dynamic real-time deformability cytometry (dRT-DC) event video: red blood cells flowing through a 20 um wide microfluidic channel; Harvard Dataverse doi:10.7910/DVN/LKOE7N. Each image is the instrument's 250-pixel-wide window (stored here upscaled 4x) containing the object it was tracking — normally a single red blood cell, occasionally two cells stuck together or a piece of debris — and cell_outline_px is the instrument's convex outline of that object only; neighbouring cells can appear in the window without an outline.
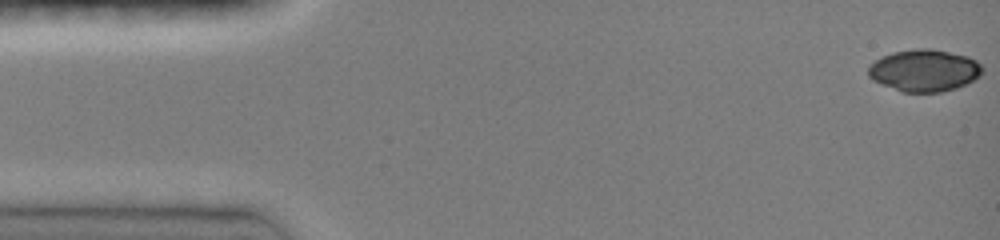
{"species": "common noctule bat (a hibernating species)", "species_latin": "Nyctalus noctula", "temperature_condition": "room temperature", "stored_images_in_passage": 47, "camera_frame_rate_fps": 3000, "um_per_image_px": 0.085, "animal": {"sex": "female", "body_mass_g": 19.0, "forearm_length_mm": 51.5}, "frame": {"image": 1, "passage_image": 1, "time_ms": 0.0, "image_size_px": [1000, 240], "cell_outline_px": [[984, 72], [980, 76], [956, 88], [940, 92], [900, 92], [872, 80], [868, 76], [868, 68], [876, 60], [892, 52], [916, 48], [932, 48], [968, 56], [976, 60], [984, 68]], "centroid_in_image_um": [78.58, 5.98], "position_along_channel_um": 6.4, "area_um2": 28.03}}
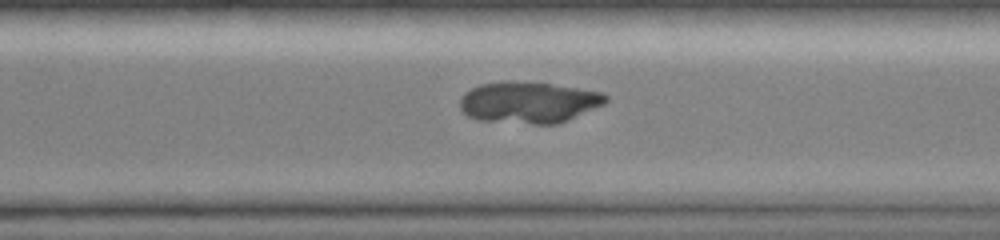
{"frame": {"image": 2, "passage_image": 34, "time_ms": 11.0, "image_size_px": [1000, 240], "cell_outline_px": [[608, 100], [604, 104], [560, 124], [532, 124], [476, 120], [468, 116], [460, 108], [460, 100], [464, 92], [480, 84], [548, 84], [604, 92], [608, 96]], "centroid_in_image_um": [44.97, 8.76], "position_along_channel_um": 325.6, "area_um2": 34.39}}
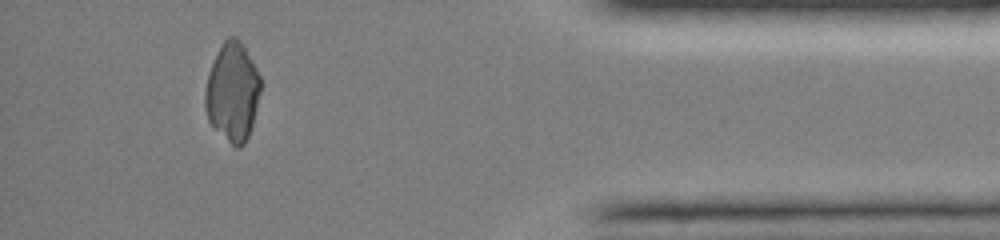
{"frame": {"image": 3, "passage_image": 43, "time_ms": 14.0, "image_size_px": [1000, 240], "cell_outline_px": [[260, 92], [252, 124], [248, 136], [244, 144], [240, 148], [236, 148], [208, 120], [204, 104], [204, 92], [208, 72], [224, 40], [228, 36], [236, 36], [244, 44], [260, 76]], "centroid_in_image_um": [19.76, 7.78], "position_along_channel_um": 415.4, "area_um2": 31.62}}